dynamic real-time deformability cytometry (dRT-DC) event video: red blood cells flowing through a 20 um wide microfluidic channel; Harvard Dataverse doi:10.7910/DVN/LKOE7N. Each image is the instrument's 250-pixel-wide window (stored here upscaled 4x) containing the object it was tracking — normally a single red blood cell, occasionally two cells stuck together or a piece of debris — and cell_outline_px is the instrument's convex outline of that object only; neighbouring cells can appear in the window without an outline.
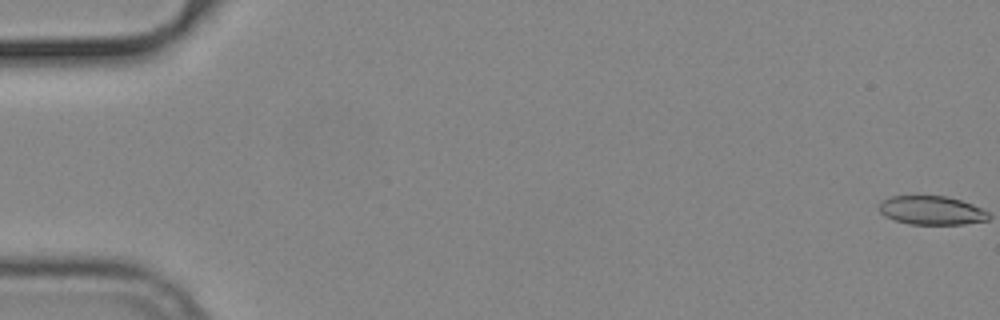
{"species": "common noctule bat (a hibernating species)", "species_latin": "Nyctalus noctula", "temperature_condition": "cold", "stored_images_in_passage": 2, "camera_frame_rate_fps": 3000, "um_per_image_px": 0.085, "animal": {"sex": "male", "body_mass_g": 19.2, "forearm_length_mm": 51.8}, "frame": {"image": 1, "passage_image": 1, "time_ms": 0.0, "image_size_px": [1000, 320], "cell_outline_px": [[976, 220], [952, 224], [924, 224], [904, 220], [908, 196], [936, 196], [956, 200], [968, 204], [976, 208]], "centroid_in_image_um": [79.74, 17.91], "position_along_channel_um": 5.3, "area_um2": 12.2}}